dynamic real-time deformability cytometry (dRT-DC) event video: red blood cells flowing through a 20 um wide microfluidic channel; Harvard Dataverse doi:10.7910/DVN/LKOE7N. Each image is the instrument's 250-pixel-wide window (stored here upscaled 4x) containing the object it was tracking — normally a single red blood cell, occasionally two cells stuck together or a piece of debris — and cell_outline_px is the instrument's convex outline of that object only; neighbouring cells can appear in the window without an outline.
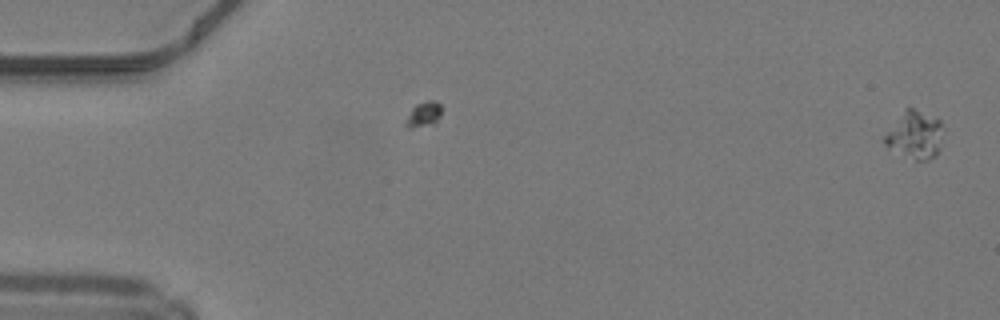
{"species": "common noctule bat (a hibernating species)", "species_latin": "Nyctalus noctula", "temperature_condition": "warm", "stored_images_in_passage": 3, "camera_frame_rate_fps": 3000, "um_per_image_px": 0.085, "animal": {"sex": "male", "body_mass_g": 19.2, "forearm_length_mm": 51.8}, "frame": {"image": 1, "passage_image": 1, "time_ms": 0.0, "image_size_px": [1000, 320], "cell_outline_px": [[940, 148], [936, 156], [928, 160], [916, 160], [884, 144], [884, 136], [904, 108], [912, 108], [940, 120]], "centroid_in_image_um": [77.76, 11.47], "position_along_channel_um": 7.2, "area_um2": 15.61}}